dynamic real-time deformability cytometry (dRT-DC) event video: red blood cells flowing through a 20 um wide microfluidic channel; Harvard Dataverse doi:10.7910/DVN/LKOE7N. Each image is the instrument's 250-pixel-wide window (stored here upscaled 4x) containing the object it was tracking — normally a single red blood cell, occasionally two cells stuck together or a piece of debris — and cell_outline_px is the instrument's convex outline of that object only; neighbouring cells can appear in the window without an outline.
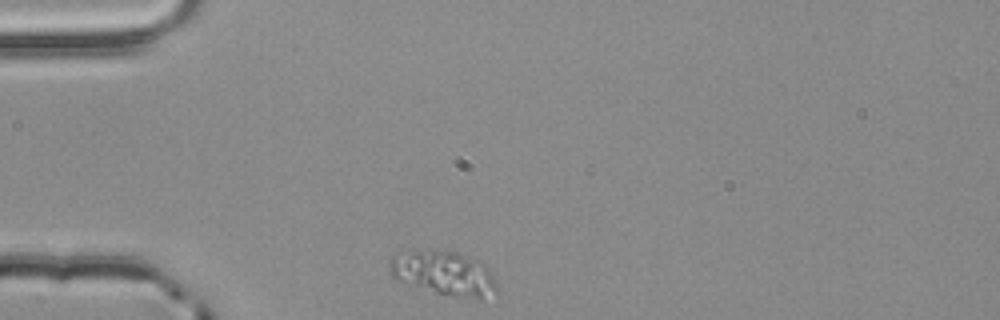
{"species": "common noctule bat (a hibernating species)", "species_latin": "Nyctalus noctula", "temperature_condition": "room temperature", "stored_images_in_passage": 3, "camera_frame_rate_fps": 3000, "um_per_image_px": 0.085, "animal": {"sex": "male", "body_mass_g": 20.4}, "frame": {"image": 1, "passage_image": 1, "time_ms": 0.0, "image_size_px": [1000, 320], "cell_outline_px": [[496, 296], [480, 300], [456, 296], [436, 292], [396, 280], [388, 272], [388, 264], [392, 256], [396, 252], [456, 252], [480, 260], [488, 268], [496, 284]], "centroid_in_image_um": [37.75, 23.26], "position_along_channel_um": 47.2, "area_um2": 27.51}}